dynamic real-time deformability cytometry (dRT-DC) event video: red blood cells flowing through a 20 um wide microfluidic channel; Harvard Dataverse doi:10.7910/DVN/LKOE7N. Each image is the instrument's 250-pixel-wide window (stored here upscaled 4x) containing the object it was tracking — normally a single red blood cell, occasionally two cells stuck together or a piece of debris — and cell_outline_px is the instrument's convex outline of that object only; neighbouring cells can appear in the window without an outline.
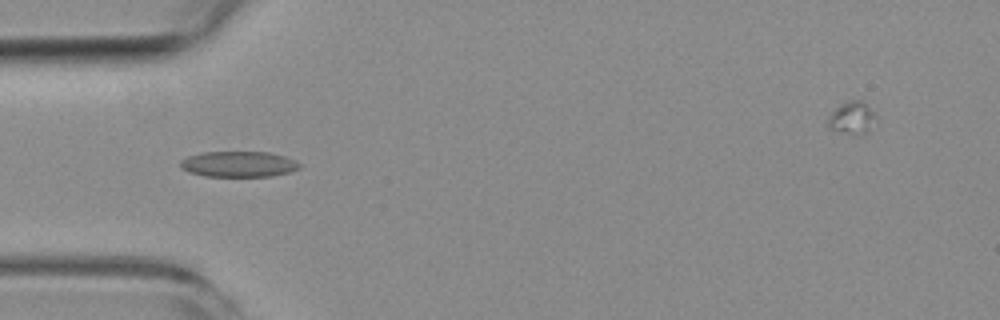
{"species": "common noctule bat (a hibernating species)", "species_latin": "Nyctalus noctula", "temperature_condition": "room temperature", "stored_images_in_passage": 9, "camera_frame_rate_fps": 3000, "um_per_image_px": 0.085, "animal": {"sex": "female", "body_mass_g": 19.3, "forearm_length_mm": 54.1}, "frame": {"image": 1, "passage_image": 4, "time_ms": 3.667, "image_size_px": [1000, 320], "cell_outline_px": [[300, 168], [288, 172], [272, 176], [204, 176], [188, 172], [180, 168], [180, 160], [188, 156], [204, 152], [268, 152], [284, 156], [296, 160], [300, 164]], "centroid_in_image_um": [20.26, 13.95], "position_along_channel_um": 64.7, "area_um2": 17.86}}
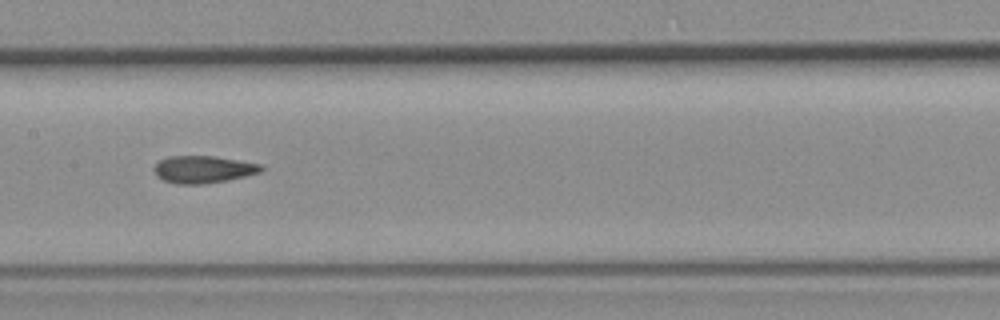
{"frame": {"image": 2, "passage_image": 7, "time_ms": 7.0, "image_size_px": [1000, 320], "cell_outline_px": [[264, 168], [260, 172], [228, 180], [204, 184], [176, 184], [164, 180], [156, 176], [156, 164], [160, 160], [168, 156], [212, 156], [260, 164]], "centroid_in_image_um": [17.27, 14.4], "position_along_channel_um": 190.1, "area_um2": 16.76}}
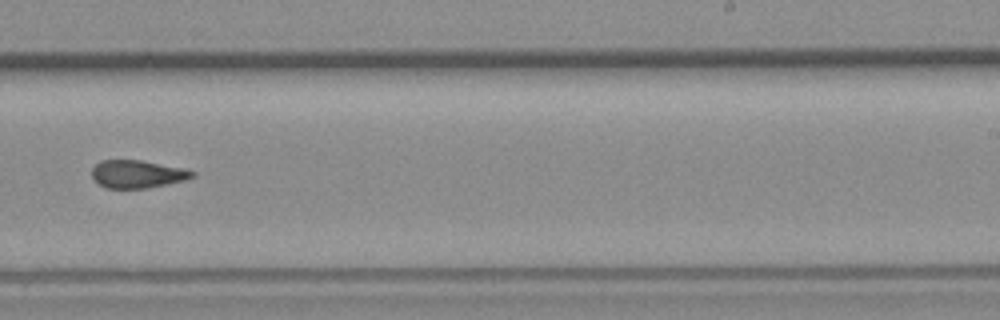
{"frame": {"image": 3, "passage_image": 9, "time_ms": 9.333, "image_size_px": [1000, 320], "cell_outline_px": [[196, 176], [184, 180], [144, 188], [108, 188], [100, 184], [92, 176], [92, 168], [100, 160], [140, 160], [184, 168], [196, 172]], "centroid_in_image_um": [11.69, 14.78], "position_along_channel_um": 277.3, "area_um2": 16.07}}